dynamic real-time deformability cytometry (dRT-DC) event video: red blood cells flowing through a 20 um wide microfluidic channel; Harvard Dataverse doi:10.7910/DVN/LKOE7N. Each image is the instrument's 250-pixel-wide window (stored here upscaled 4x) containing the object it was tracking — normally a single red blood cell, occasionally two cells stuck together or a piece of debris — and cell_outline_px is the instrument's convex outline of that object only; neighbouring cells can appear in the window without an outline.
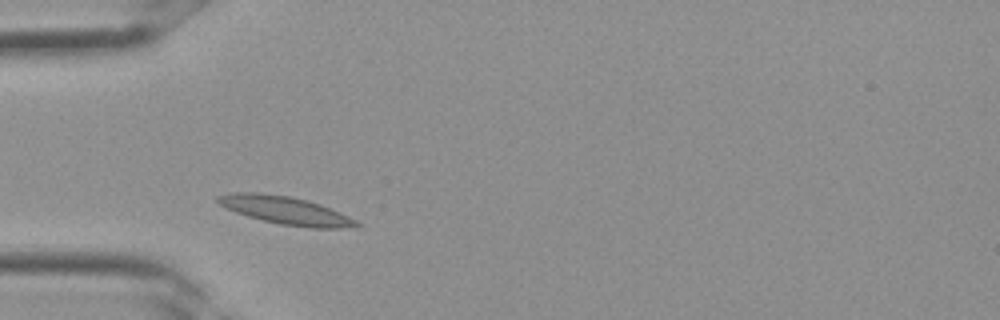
{"species": "Egyptian fruit bat (a non-hibernating species)", "species_latin": "Rousettus aegyptiacus", "temperature_condition": "room temperature", "stored_images_in_passage": 2, "camera_frame_rate_fps": 3000, "um_per_image_px": 0.085, "frame": {"image": 1, "passage_image": 1, "time_ms": 0.0, "image_size_px": [1000, 320], "cell_outline_px": [[364, 224], [340, 228], [312, 228], [280, 224], [248, 216], [236, 212], [220, 204], [216, 200], [216, 196], [236, 192], [260, 192], [288, 196], [320, 204], [340, 212]], "centroid_in_image_um": [24.28, 17.88], "position_along_channel_um": 60.7, "area_um2": 22.2}}
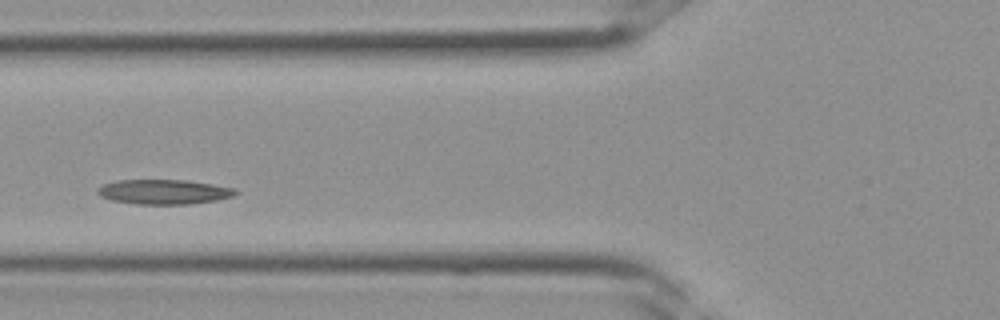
{"frame": {"image": 2, "passage_image": 2, "time_ms": 0.333, "image_size_px": [1000, 320], "cell_outline_px": [[236, 192], [232, 196], [216, 200], [188, 204], [136, 204], [112, 200], [100, 196], [96, 192], [104, 184], [116, 180], [188, 180], [236, 188]], "centroid_in_image_um": [13.92, 16.3], "position_along_channel_um": 111.9, "area_um2": 19.71}}